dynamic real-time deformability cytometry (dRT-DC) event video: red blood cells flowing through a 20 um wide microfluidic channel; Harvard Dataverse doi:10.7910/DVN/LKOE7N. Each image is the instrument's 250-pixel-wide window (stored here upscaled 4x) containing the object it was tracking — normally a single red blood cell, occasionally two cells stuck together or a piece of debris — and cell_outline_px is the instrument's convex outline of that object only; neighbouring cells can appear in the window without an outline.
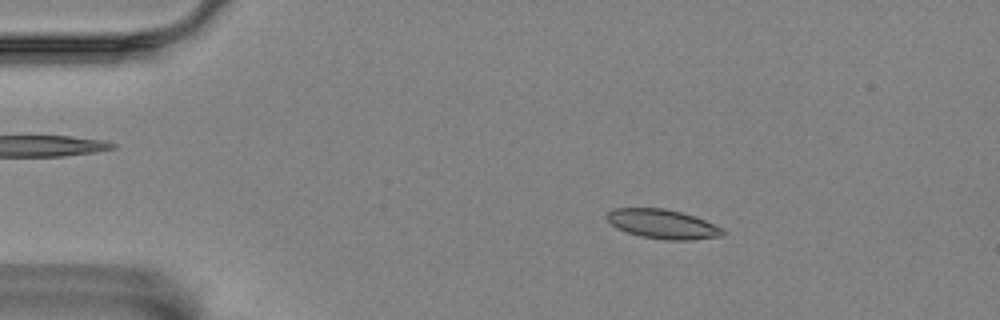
{"species": "Egyptian fruit bat (a non-hibernating species)", "species_latin": "Rousettus aegyptiacus", "temperature_condition": "room temperature", "stored_images_in_passage": 50, "camera_frame_rate_fps": 3000, "um_per_image_px": 0.085, "animal": {"sex": "female"}, "frame": {"image": 1, "passage_image": 3, "time_ms": 0.667, "image_size_px": [1000, 320], "cell_outline_px": [[724, 236], [692, 240], [664, 240], [640, 236], [616, 228], [604, 216], [612, 208], [664, 208], [680, 212], [704, 220], [720, 228], [724, 232]], "centroid_in_image_um": [56.28, 19.05], "position_along_channel_um": 28.7, "area_um2": 19.65}}
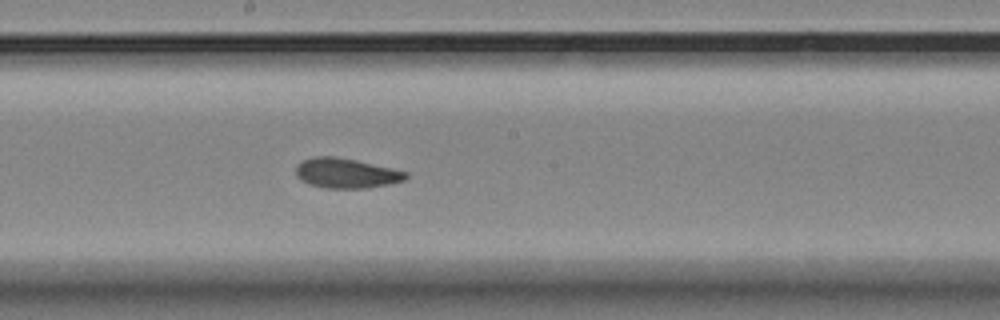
{"frame": {"image": 2, "passage_image": 24, "time_ms": 7.667, "image_size_px": [1000, 320], "cell_outline_px": [[408, 176], [404, 180], [388, 184], [368, 188], [324, 188], [308, 184], [300, 180], [296, 176], [296, 164], [312, 156], [332, 156], [356, 160], [392, 168], [408, 172]], "centroid_in_image_um": [29.39, 14.72], "position_along_channel_um": 218.8, "area_um2": 19.25}}
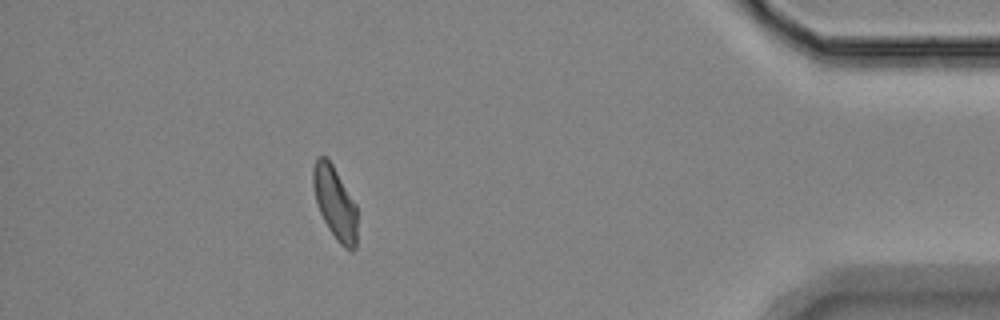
{"frame": {"image": 3, "passage_image": 44, "time_ms": 14.333, "image_size_px": [1000, 320], "cell_outline_px": [[356, 248], [352, 252], [344, 248], [336, 240], [328, 228], [316, 204], [312, 184], [312, 168], [316, 156], [324, 156], [332, 164], [356, 204]], "centroid_in_image_um": [28.45, 17.25], "position_along_channel_um": 406.8, "area_um2": 18.79}, "authors_computed_cell_mechanics": {"area_um2": 19.4208, "velocity_mm_per_s": 3.5171, "shape_relaxation_time_tau1_ms": 5.5293, "shape_relaxation_time_tau2_ms": 3.2125, "deformation_change_tau1": 0.1138, "deformation_change_tau2": 0.0798}}